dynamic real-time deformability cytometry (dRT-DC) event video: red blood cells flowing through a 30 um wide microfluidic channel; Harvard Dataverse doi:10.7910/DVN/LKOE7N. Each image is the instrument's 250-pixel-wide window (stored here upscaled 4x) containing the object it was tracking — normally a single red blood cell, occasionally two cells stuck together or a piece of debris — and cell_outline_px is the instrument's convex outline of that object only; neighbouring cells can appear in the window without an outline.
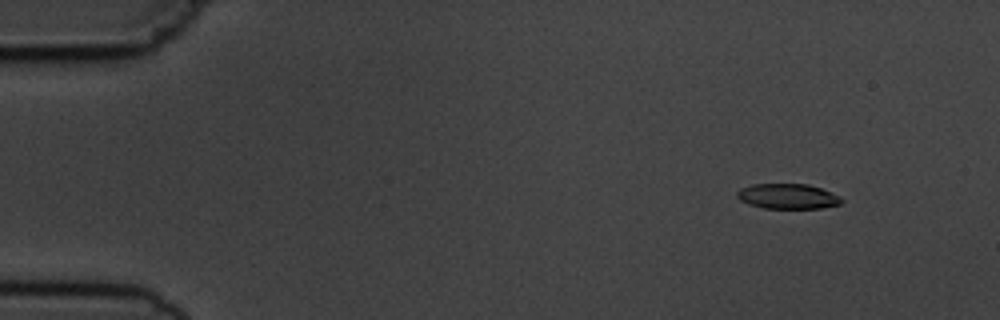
{"species": "common noctule bat (a hibernating species)", "species_latin": "Nyctalus noctula", "temperature_condition": "cold", "stored_images_in_passage": 6, "camera_frame_rate_fps": 3000, "um_per_image_px": 0.085, "animal": {"sex": "male", "body_mass_g": 19.5, "forearm_length_mm": 54.6}, "frame": {"image": 1, "passage_image": 2, "time_ms": 1.0, "image_size_px": [1000, 320], "cell_outline_px": [[844, 200], [840, 204], [820, 208], [764, 208], [748, 204], [740, 200], [736, 196], [736, 192], [740, 188], [752, 184], [808, 184], [832, 192], [840, 196]], "centroid_in_image_um": [66.95, 16.68], "position_along_channel_um": 18.1, "area_um2": 15.37}}
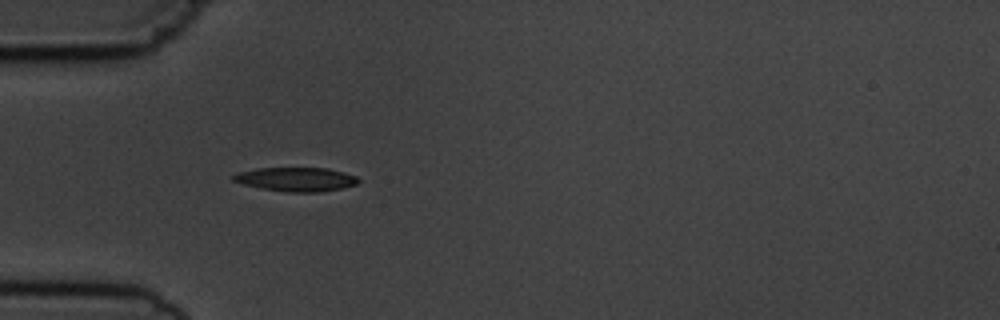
{"frame": {"image": 2, "passage_image": 5, "time_ms": 4.667, "image_size_px": [1000, 320], "cell_outline_px": [[360, 180], [356, 184], [340, 188], [320, 192], [288, 192], [260, 188], [244, 184], [232, 180], [232, 176], [236, 172], [256, 168], [328, 168], [344, 172], [356, 176]], "centroid_in_image_um": [25.15, 15.23], "position_along_channel_um": 59.9, "area_um2": 17.46}}
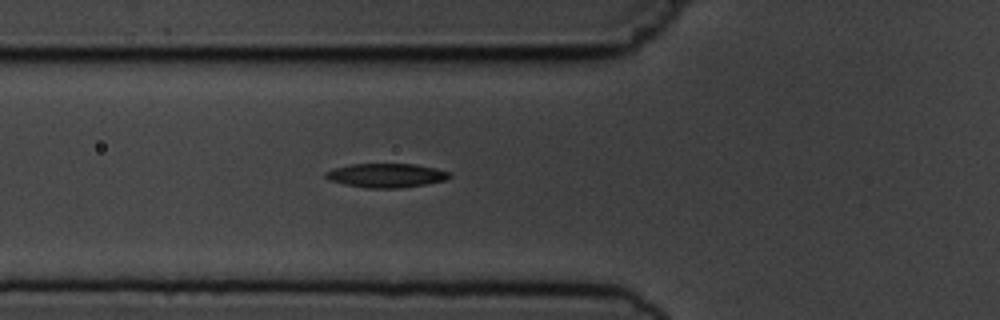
{"frame": {"image": 3, "passage_image": 6, "time_ms": 5.667, "image_size_px": [1000, 320], "cell_outline_px": [[452, 176], [444, 180], [424, 184], [400, 188], [368, 188], [344, 184], [328, 180], [324, 176], [324, 172], [332, 168], [348, 164], [416, 164], [436, 168], [452, 172]], "centroid_in_image_um": [32.8, 14.9], "position_along_channel_um": 93.0, "area_um2": 17.51}}